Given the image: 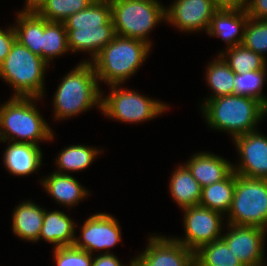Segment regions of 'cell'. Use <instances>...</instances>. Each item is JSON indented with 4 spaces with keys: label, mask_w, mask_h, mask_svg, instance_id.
I'll use <instances>...</instances> for the list:
<instances>
[{
    "label": "cell",
    "mask_w": 267,
    "mask_h": 266,
    "mask_svg": "<svg viewBox=\"0 0 267 266\" xmlns=\"http://www.w3.org/2000/svg\"><path fill=\"white\" fill-rule=\"evenodd\" d=\"M63 23L69 50L89 52L92 59L116 35L109 0L92 1L86 9L69 16Z\"/></svg>",
    "instance_id": "obj_1"
},
{
    "label": "cell",
    "mask_w": 267,
    "mask_h": 266,
    "mask_svg": "<svg viewBox=\"0 0 267 266\" xmlns=\"http://www.w3.org/2000/svg\"><path fill=\"white\" fill-rule=\"evenodd\" d=\"M200 106L208 125L230 133L233 139L256 131L255 127L267 114V109L259 101L239 95L216 97Z\"/></svg>",
    "instance_id": "obj_2"
},
{
    "label": "cell",
    "mask_w": 267,
    "mask_h": 266,
    "mask_svg": "<svg viewBox=\"0 0 267 266\" xmlns=\"http://www.w3.org/2000/svg\"><path fill=\"white\" fill-rule=\"evenodd\" d=\"M151 46L144 41L115 35L93 59H88L94 68L98 82L121 85L143 65Z\"/></svg>",
    "instance_id": "obj_3"
},
{
    "label": "cell",
    "mask_w": 267,
    "mask_h": 266,
    "mask_svg": "<svg viewBox=\"0 0 267 266\" xmlns=\"http://www.w3.org/2000/svg\"><path fill=\"white\" fill-rule=\"evenodd\" d=\"M99 88L92 64L81 61L62 78L54 94V118L68 119L95 106L101 111L102 91Z\"/></svg>",
    "instance_id": "obj_4"
},
{
    "label": "cell",
    "mask_w": 267,
    "mask_h": 266,
    "mask_svg": "<svg viewBox=\"0 0 267 266\" xmlns=\"http://www.w3.org/2000/svg\"><path fill=\"white\" fill-rule=\"evenodd\" d=\"M39 99L12 95L6 103L0 105V141L31 143L39 146L40 141L54 140L52 129L36 108L35 101Z\"/></svg>",
    "instance_id": "obj_5"
},
{
    "label": "cell",
    "mask_w": 267,
    "mask_h": 266,
    "mask_svg": "<svg viewBox=\"0 0 267 266\" xmlns=\"http://www.w3.org/2000/svg\"><path fill=\"white\" fill-rule=\"evenodd\" d=\"M47 63L17 40L0 64V78L14 88V97L42 98Z\"/></svg>",
    "instance_id": "obj_6"
},
{
    "label": "cell",
    "mask_w": 267,
    "mask_h": 266,
    "mask_svg": "<svg viewBox=\"0 0 267 266\" xmlns=\"http://www.w3.org/2000/svg\"><path fill=\"white\" fill-rule=\"evenodd\" d=\"M115 33L120 36L144 41L161 21L166 20L165 7L158 0H109Z\"/></svg>",
    "instance_id": "obj_7"
},
{
    "label": "cell",
    "mask_w": 267,
    "mask_h": 266,
    "mask_svg": "<svg viewBox=\"0 0 267 266\" xmlns=\"http://www.w3.org/2000/svg\"><path fill=\"white\" fill-rule=\"evenodd\" d=\"M229 224L267 230V179L248 178L235 173Z\"/></svg>",
    "instance_id": "obj_8"
},
{
    "label": "cell",
    "mask_w": 267,
    "mask_h": 266,
    "mask_svg": "<svg viewBox=\"0 0 267 266\" xmlns=\"http://www.w3.org/2000/svg\"><path fill=\"white\" fill-rule=\"evenodd\" d=\"M121 85H110L111 92L101 100V112L109 119L126 123H138L152 120L161 115L168 105L139 94L134 90L119 88Z\"/></svg>",
    "instance_id": "obj_9"
},
{
    "label": "cell",
    "mask_w": 267,
    "mask_h": 266,
    "mask_svg": "<svg viewBox=\"0 0 267 266\" xmlns=\"http://www.w3.org/2000/svg\"><path fill=\"white\" fill-rule=\"evenodd\" d=\"M185 237L174 239L193 252L222 237L224 215L200 204L183 209Z\"/></svg>",
    "instance_id": "obj_10"
},
{
    "label": "cell",
    "mask_w": 267,
    "mask_h": 266,
    "mask_svg": "<svg viewBox=\"0 0 267 266\" xmlns=\"http://www.w3.org/2000/svg\"><path fill=\"white\" fill-rule=\"evenodd\" d=\"M121 227L111 214L98 213L85 220L80 238L75 237L73 246L93 255V251L111 253L108 249L121 241ZM83 240V241H82Z\"/></svg>",
    "instance_id": "obj_11"
},
{
    "label": "cell",
    "mask_w": 267,
    "mask_h": 266,
    "mask_svg": "<svg viewBox=\"0 0 267 266\" xmlns=\"http://www.w3.org/2000/svg\"><path fill=\"white\" fill-rule=\"evenodd\" d=\"M146 249L131 260V266H195L194 252L172 237L152 236Z\"/></svg>",
    "instance_id": "obj_12"
},
{
    "label": "cell",
    "mask_w": 267,
    "mask_h": 266,
    "mask_svg": "<svg viewBox=\"0 0 267 266\" xmlns=\"http://www.w3.org/2000/svg\"><path fill=\"white\" fill-rule=\"evenodd\" d=\"M228 232L221 239L244 266H261L264 263V240L267 230L255 226H238L227 223Z\"/></svg>",
    "instance_id": "obj_13"
},
{
    "label": "cell",
    "mask_w": 267,
    "mask_h": 266,
    "mask_svg": "<svg viewBox=\"0 0 267 266\" xmlns=\"http://www.w3.org/2000/svg\"><path fill=\"white\" fill-rule=\"evenodd\" d=\"M257 131L233 139L241 158L233 171L248 178L267 179V137Z\"/></svg>",
    "instance_id": "obj_14"
},
{
    "label": "cell",
    "mask_w": 267,
    "mask_h": 266,
    "mask_svg": "<svg viewBox=\"0 0 267 266\" xmlns=\"http://www.w3.org/2000/svg\"><path fill=\"white\" fill-rule=\"evenodd\" d=\"M217 10L213 0H175L165 8V21L187 33L204 29L207 32Z\"/></svg>",
    "instance_id": "obj_15"
},
{
    "label": "cell",
    "mask_w": 267,
    "mask_h": 266,
    "mask_svg": "<svg viewBox=\"0 0 267 266\" xmlns=\"http://www.w3.org/2000/svg\"><path fill=\"white\" fill-rule=\"evenodd\" d=\"M248 18L246 9H218L211 19L207 33L220 37L228 44L227 48L241 45Z\"/></svg>",
    "instance_id": "obj_16"
},
{
    "label": "cell",
    "mask_w": 267,
    "mask_h": 266,
    "mask_svg": "<svg viewBox=\"0 0 267 266\" xmlns=\"http://www.w3.org/2000/svg\"><path fill=\"white\" fill-rule=\"evenodd\" d=\"M184 165L201 188L222 181L233 171L231 162L209 152H200L193 155Z\"/></svg>",
    "instance_id": "obj_17"
},
{
    "label": "cell",
    "mask_w": 267,
    "mask_h": 266,
    "mask_svg": "<svg viewBox=\"0 0 267 266\" xmlns=\"http://www.w3.org/2000/svg\"><path fill=\"white\" fill-rule=\"evenodd\" d=\"M3 162L6 170L13 175L28 176L42 165L40 147L31 143L8 141Z\"/></svg>",
    "instance_id": "obj_18"
},
{
    "label": "cell",
    "mask_w": 267,
    "mask_h": 266,
    "mask_svg": "<svg viewBox=\"0 0 267 266\" xmlns=\"http://www.w3.org/2000/svg\"><path fill=\"white\" fill-rule=\"evenodd\" d=\"M45 191L60 204L74 207L88 195L86 190L74 177L53 172L40 181Z\"/></svg>",
    "instance_id": "obj_19"
},
{
    "label": "cell",
    "mask_w": 267,
    "mask_h": 266,
    "mask_svg": "<svg viewBox=\"0 0 267 266\" xmlns=\"http://www.w3.org/2000/svg\"><path fill=\"white\" fill-rule=\"evenodd\" d=\"M75 225L72 219L63 211H44L43 224L38 241L45 240L54 248L73 246L75 239Z\"/></svg>",
    "instance_id": "obj_20"
},
{
    "label": "cell",
    "mask_w": 267,
    "mask_h": 266,
    "mask_svg": "<svg viewBox=\"0 0 267 266\" xmlns=\"http://www.w3.org/2000/svg\"><path fill=\"white\" fill-rule=\"evenodd\" d=\"M44 208L28 200L19 204L12 215V232L26 241L37 242L44 218Z\"/></svg>",
    "instance_id": "obj_21"
},
{
    "label": "cell",
    "mask_w": 267,
    "mask_h": 266,
    "mask_svg": "<svg viewBox=\"0 0 267 266\" xmlns=\"http://www.w3.org/2000/svg\"><path fill=\"white\" fill-rule=\"evenodd\" d=\"M170 194L181 209L198 205L202 188L185 165H179L172 173Z\"/></svg>",
    "instance_id": "obj_22"
},
{
    "label": "cell",
    "mask_w": 267,
    "mask_h": 266,
    "mask_svg": "<svg viewBox=\"0 0 267 266\" xmlns=\"http://www.w3.org/2000/svg\"><path fill=\"white\" fill-rule=\"evenodd\" d=\"M14 30L16 40L27 47L32 53L42 58V34L44 32V18L37 12H17Z\"/></svg>",
    "instance_id": "obj_23"
},
{
    "label": "cell",
    "mask_w": 267,
    "mask_h": 266,
    "mask_svg": "<svg viewBox=\"0 0 267 266\" xmlns=\"http://www.w3.org/2000/svg\"><path fill=\"white\" fill-rule=\"evenodd\" d=\"M235 189V172L225 179L202 188L199 204L222 215L228 214ZM227 212V213H226Z\"/></svg>",
    "instance_id": "obj_24"
},
{
    "label": "cell",
    "mask_w": 267,
    "mask_h": 266,
    "mask_svg": "<svg viewBox=\"0 0 267 266\" xmlns=\"http://www.w3.org/2000/svg\"><path fill=\"white\" fill-rule=\"evenodd\" d=\"M99 153H102V151L96 149V147L94 149V147L87 145H70L58 154L56 165L59 168L55 172L68 175V171H82L90 166Z\"/></svg>",
    "instance_id": "obj_25"
},
{
    "label": "cell",
    "mask_w": 267,
    "mask_h": 266,
    "mask_svg": "<svg viewBox=\"0 0 267 266\" xmlns=\"http://www.w3.org/2000/svg\"><path fill=\"white\" fill-rule=\"evenodd\" d=\"M214 61V62H213ZM209 62L206 70V80L211 91L214 93L204 101L216 97L233 95L235 72L229 67L224 59L218 55V58Z\"/></svg>",
    "instance_id": "obj_26"
},
{
    "label": "cell",
    "mask_w": 267,
    "mask_h": 266,
    "mask_svg": "<svg viewBox=\"0 0 267 266\" xmlns=\"http://www.w3.org/2000/svg\"><path fill=\"white\" fill-rule=\"evenodd\" d=\"M195 266H244L222 240L201 246L194 252Z\"/></svg>",
    "instance_id": "obj_27"
},
{
    "label": "cell",
    "mask_w": 267,
    "mask_h": 266,
    "mask_svg": "<svg viewBox=\"0 0 267 266\" xmlns=\"http://www.w3.org/2000/svg\"><path fill=\"white\" fill-rule=\"evenodd\" d=\"M67 31L63 22H50L44 18L42 59L48 64L55 57L69 52Z\"/></svg>",
    "instance_id": "obj_28"
},
{
    "label": "cell",
    "mask_w": 267,
    "mask_h": 266,
    "mask_svg": "<svg viewBox=\"0 0 267 266\" xmlns=\"http://www.w3.org/2000/svg\"><path fill=\"white\" fill-rule=\"evenodd\" d=\"M219 55L235 73L244 74L267 67L265 58L243 44L226 48V52L221 51Z\"/></svg>",
    "instance_id": "obj_29"
},
{
    "label": "cell",
    "mask_w": 267,
    "mask_h": 266,
    "mask_svg": "<svg viewBox=\"0 0 267 266\" xmlns=\"http://www.w3.org/2000/svg\"><path fill=\"white\" fill-rule=\"evenodd\" d=\"M267 69L244 74L235 73L233 95L245 96L259 101L267 109V97L262 94L266 82Z\"/></svg>",
    "instance_id": "obj_30"
},
{
    "label": "cell",
    "mask_w": 267,
    "mask_h": 266,
    "mask_svg": "<svg viewBox=\"0 0 267 266\" xmlns=\"http://www.w3.org/2000/svg\"><path fill=\"white\" fill-rule=\"evenodd\" d=\"M93 0H47L37 12L50 22H64L69 16L86 9Z\"/></svg>",
    "instance_id": "obj_31"
},
{
    "label": "cell",
    "mask_w": 267,
    "mask_h": 266,
    "mask_svg": "<svg viewBox=\"0 0 267 266\" xmlns=\"http://www.w3.org/2000/svg\"><path fill=\"white\" fill-rule=\"evenodd\" d=\"M242 44L266 59L267 20H256L249 17L244 28Z\"/></svg>",
    "instance_id": "obj_32"
},
{
    "label": "cell",
    "mask_w": 267,
    "mask_h": 266,
    "mask_svg": "<svg viewBox=\"0 0 267 266\" xmlns=\"http://www.w3.org/2000/svg\"><path fill=\"white\" fill-rule=\"evenodd\" d=\"M53 249L56 266H92L94 255L83 249L74 246Z\"/></svg>",
    "instance_id": "obj_33"
},
{
    "label": "cell",
    "mask_w": 267,
    "mask_h": 266,
    "mask_svg": "<svg viewBox=\"0 0 267 266\" xmlns=\"http://www.w3.org/2000/svg\"><path fill=\"white\" fill-rule=\"evenodd\" d=\"M16 41V33L14 27H8L3 30L0 28V64L4 61L9 54L12 45Z\"/></svg>",
    "instance_id": "obj_34"
},
{
    "label": "cell",
    "mask_w": 267,
    "mask_h": 266,
    "mask_svg": "<svg viewBox=\"0 0 267 266\" xmlns=\"http://www.w3.org/2000/svg\"><path fill=\"white\" fill-rule=\"evenodd\" d=\"M246 11L250 18L267 20V0H249Z\"/></svg>",
    "instance_id": "obj_35"
},
{
    "label": "cell",
    "mask_w": 267,
    "mask_h": 266,
    "mask_svg": "<svg viewBox=\"0 0 267 266\" xmlns=\"http://www.w3.org/2000/svg\"><path fill=\"white\" fill-rule=\"evenodd\" d=\"M92 266H126L121 264L117 256L113 255V253L96 255L93 258ZM131 266V262L129 264Z\"/></svg>",
    "instance_id": "obj_36"
},
{
    "label": "cell",
    "mask_w": 267,
    "mask_h": 266,
    "mask_svg": "<svg viewBox=\"0 0 267 266\" xmlns=\"http://www.w3.org/2000/svg\"><path fill=\"white\" fill-rule=\"evenodd\" d=\"M249 0H213L218 9H246Z\"/></svg>",
    "instance_id": "obj_37"
},
{
    "label": "cell",
    "mask_w": 267,
    "mask_h": 266,
    "mask_svg": "<svg viewBox=\"0 0 267 266\" xmlns=\"http://www.w3.org/2000/svg\"><path fill=\"white\" fill-rule=\"evenodd\" d=\"M47 0H26V6L21 12H38Z\"/></svg>",
    "instance_id": "obj_38"
}]
</instances>
